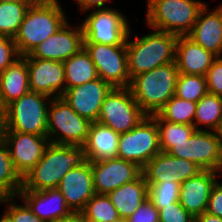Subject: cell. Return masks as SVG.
Returning <instances> with one entry per match:
<instances>
[{"mask_svg":"<svg viewBox=\"0 0 222 222\" xmlns=\"http://www.w3.org/2000/svg\"><path fill=\"white\" fill-rule=\"evenodd\" d=\"M57 189L72 212H82L87 202L95 195L91 162L86 160L68 171Z\"/></svg>","mask_w":222,"mask_h":222,"instance_id":"18","label":"cell"},{"mask_svg":"<svg viewBox=\"0 0 222 222\" xmlns=\"http://www.w3.org/2000/svg\"><path fill=\"white\" fill-rule=\"evenodd\" d=\"M201 169L197 164L192 161L175 157V174L177 181L182 184L187 179L196 176Z\"/></svg>","mask_w":222,"mask_h":222,"instance_id":"41","label":"cell"},{"mask_svg":"<svg viewBox=\"0 0 222 222\" xmlns=\"http://www.w3.org/2000/svg\"><path fill=\"white\" fill-rule=\"evenodd\" d=\"M159 152V132L156 120L147 115L131 131L120 134L117 158L144 166Z\"/></svg>","mask_w":222,"mask_h":222,"instance_id":"9","label":"cell"},{"mask_svg":"<svg viewBox=\"0 0 222 222\" xmlns=\"http://www.w3.org/2000/svg\"><path fill=\"white\" fill-rule=\"evenodd\" d=\"M21 187L22 177L14 167L7 144L0 137V199L18 196Z\"/></svg>","mask_w":222,"mask_h":222,"instance_id":"28","label":"cell"},{"mask_svg":"<svg viewBox=\"0 0 222 222\" xmlns=\"http://www.w3.org/2000/svg\"><path fill=\"white\" fill-rule=\"evenodd\" d=\"M216 133H217L218 137L220 138V141L222 142V120L220 122V125H219Z\"/></svg>","mask_w":222,"mask_h":222,"instance_id":"48","label":"cell"},{"mask_svg":"<svg viewBox=\"0 0 222 222\" xmlns=\"http://www.w3.org/2000/svg\"><path fill=\"white\" fill-rule=\"evenodd\" d=\"M39 0H0V2L36 3Z\"/></svg>","mask_w":222,"mask_h":222,"instance_id":"46","label":"cell"},{"mask_svg":"<svg viewBox=\"0 0 222 222\" xmlns=\"http://www.w3.org/2000/svg\"><path fill=\"white\" fill-rule=\"evenodd\" d=\"M18 196L16 198L23 200L31 211L45 222H54L72 213L64 196L57 188L43 191H19Z\"/></svg>","mask_w":222,"mask_h":222,"instance_id":"21","label":"cell"},{"mask_svg":"<svg viewBox=\"0 0 222 222\" xmlns=\"http://www.w3.org/2000/svg\"><path fill=\"white\" fill-rule=\"evenodd\" d=\"M220 172L202 170L180 185L179 203L193 218L207 210L211 190Z\"/></svg>","mask_w":222,"mask_h":222,"instance_id":"19","label":"cell"},{"mask_svg":"<svg viewBox=\"0 0 222 222\" xmlns=\"http://www.w3.org/2000/svg\"><path fill=\"white\" fill-rule=\"evenodd\" d=\"M222 120V96L207 93L196 105L193 125L196 130L216 132ZM207 126L202 129L199 126Z\"/></svg>","mask_w":222,"mask_h":222,"instance_id":"27","label":"cell"},{"mask_svg":"<svg viewBox=\"0 0 222 222\" xmlns=\"http://www.w3.org/2000/svg\"><path fill=\"white\" fill-rule=\"evenodd\" d=\"M119 136L110 127L92 122L85 143L82 145L86 160L103 161L118 156Z\"/></svg>","mask_w":222,"mask_h":222,"instance_id":"24","label":"cell"},{"mask_svg":"<svg viewBox=\"0 0 222 222\" xmlns=\"http://www.w3.org/2000/svg\"><path fill=\"white\" fill-rule=\"evenodd\" d=\"M126 38L128 73L134 76L175 62L177 35L153 29L147 35L130 40Z\"/></svg>","mask_w":222,"mask_h":222,"instance_id":"3","label":"cell"},{"mask_svg":"<svg viewBox=\"0 0 222 222\" xmlns=\"http://www.w3.org/2000/svg\"><path fill=\"white\" fill-rule=\"evenodd\" d=\"M107 1H111V0H76L75 2L78 3V5H80V9L83 11L82 13L89 11L92 8L95 9H106V8H110V7H106L104 6L105 3Z\"/></svg>","mask_w":222,"mask_h":222,"instance_id":"43","label":"cell"},{"mask_svg":"<svg viewBox=\"0 0 222 222\" xmlns=\"http://www.w3.org/2000/svg\"><path fill=\"white\" fill-rule=\"evenodd\" d=\"M14 198L16 199L14 196L0 199L1 204L6 203L8 205L4 211L11 217L13 222H45L38 218L24 201L23 205H18L14 202Z\"/></svg>","mask_w":222,"mask_h":222,"instance_id":"36","label":"cell"},{"mask_svg":"<svg viewBox=\"0 0 222 222\" xmlns=\"http://www.w3.org/2000/svg\"><path fill=\"white\" fill-rule=\"evenodd\" d=\"M208 93L206 76L179 73L175 96L193 102H198Z\"/></svg>","mask_w":222,"mask_h":222,"instance_id":"34","label":"cell"},{"mask_svg":"<svg viewBox=\"0 0 222 222\" xmlns=\"http://www.w3.org/2000/svg\"><path fill=\"white\" fill-rule=\"evenodd\" d=\"M151 116L157 123L161 152H167L172 146L188 140L196 130L194 125L166 121L158 113Z\"/></svg>","mask_w":222,"mask_h":222,"instance_id":"29","label":"cell"},{"mask_svg":"<svg viewBox=\"0 0 222 222\" xmlns=\"http://www.w3.org/2000/svg\"><path fill=\"white\" fill-rule=\"evenodd\" d=\"M146 21L150 28L187 36L205 2L197 0H148Z\"/></svg>","mask_w":222,"mask_h":222,"instance_id":"6","label":"cell"},{"mask_svg":"<svg viewBox=\"0 0 222 222\" xmlns=\"http://www.w3.org/2000/svg\"><path fill=\"white\" fill-rule=\"evenodd\" d=\"M86 161L83 146L49 143L41 160L22 177L19 191L58 188L63 176Z\"/></svg>","mask_w":222,"mask_h":222,"instance_id":"1","label":"cell"},{"mask_svg":"<svg viewBox=\"0 0 222 222\" xmlns=\"http://www.w3.org/2000/svg\"><path fill=\"white\" fill-rule=\"evenodd\" d=\"M0 222H13L11 217L4 211L2 217L0 218Z\"/></svg>","mask_w":222,"mask_h":222,"instance_id":"47","label":"cell"},{"mask_svg":"<svg viewBox=\"0 0 222 222\" xmlns=\"http://www.w3.org/2000/svg\"><path fill=\"white\" fill-rule=\"evenodd\" d=\"M114 222H127V221H126V219H121V218H120L119 220L114 221Z\"/></svg>","mask_w":222,"mask_h":222,"instance_id":"49","label":"cell"},{"mask_svg":"<svg viewBox=\"0 0 222 222\" xmlns=\"http://www.w3.org/2000/svg\"><path fill=\"white\" fill-rule=\"evenodd\" d=\"M63 64L66 90L98 78L95 65L84 47Z\"/></svg>","mask_w":222,"mask_h":222,"instance_id":"26","label":"cell"},{"mask_svg":"<svg viewBox=\"0 0 222 222\" xmlns=\"http://www.w3.org/2000/svg\"><path fill=\"white\" fill-rule=\"evenodd\" d=\"M54 222H87L82 212H72L66 217H62Z\"/></svg>","mask_w":222,"mask_h":222,"instance_id":"44","label":"cell"},{"mask_svg":"<svg viewBox=\"0 0 222 222\" xmlns=\"http://www.w3.org/2000/svg\"><path fill=\"white\" fill-rule=\"evenodd\" d=\"M194 222H222V218L205 211L203 214L196 216Z\"/></svg>","mask_w":222,"mask_h":222,"instance_id":"45","label":"cell"},{"mask_svg":"<svg viewBox=\"0 0 222 222\" xmlns=\"http://www.w3.org/2000/svg\"><path fill=\"white\" fill-rule=\"evenodd\" d=\"M107 196L121 219H127L148 199V183L143 173L135 180L109 192Z\"/></svg>","mask_w":222,"mask_h":222,"instance_id":"25","label":"cell"},{"mask_svg":"<svg viewBox=\"0 0 222 222\" xmlns=\"http://www.w3.org/2000/svg\"><path fill=\"white\" fill-rule=\"evenodd\" d=\"M178 75L176 63H168L134 76L129 88L139 107L151 116L174 96Z\"/></svg>","mask_w":222,"mask_h":222,"instance_id":"4","label":"cell"},{"mask_svg":"<svg viewBox=\"0 0 222 222\" xmlns=\"http://www.w3.org/2000/svg\"><path fill=\"white\" fill-rule=\"evenodd\" d=\"M113 87L100 77L80 86L69 88L62 98L81 117L97 122L106 95Z\"/></svg>","mask_w":222,"mask_h":222,"instance_id":"16","label":"cell"},{"mask_svg":"<svg viewBox=\"0 0 222 222\" xmlns=\"http://www.w3.org/2000/svg\"><path fill=\"white\" fill-rule=\"evenodd\" d=\"M206 212L222 218V183L219 181H216L211 190Z\"/></svg>","mask_w":222,"mask_h":222,"instance_id":"42","label":"cell"},{"mask_svg":"<svg viewBox=\"0 0 222 222\" xmlns=\"http://www.w3.org/2000/svg\"><path fill=\"white\" fill-rule=\"evenodd\" d=\"M19 57L14 38L0 36V73Z\"/></svg>","mask_w":222,"mask_h":222,"instance_id":"39","label":"cell"},{"mask_svg":"<svg viewBox=\"0 0 222 222\" xmlns=\"http://www.w3.org/2000/svg\"><path fill=\"white\" fill-rule=\"evenodd\" d=\"M142 173L148 184L161 182H175V156H170L167 152H159L142 169Z\"/></svg>","mask_w":222,"mask_h":222,"instance_id":"30","label":"cell"},{"mask_svg":"<svg viewBox=\"0 0 222 222\" xmlns=\"http://www.w3.org/2000/svg\"><path fill=\"white\" fill-rule=\"evenodd\" d=\"M215 58L188 36L177 37L175 63L179 73L206 76Z\"/></svg>","mask_w":222,"mask_h":222,"instance_id":"22","label":"cell"},{"mask_svg":"<svg viewBox=\"0 0 222 222\" xmlns=\"http://www.w3.org/2000/svg\"><path fill=\"white\" fill-rule=\"evenodd\" d=\"M64 11L58 0H41L31 5L14 37L19 55L30 54L64 25L67 22Z\"/></svg>","mask_w":222,"mask_h":222,"instance_id":"2","label":"cell"},{"mask_svg":"<svg viewBox=\"0 0 222 222\" xmlns=\"http://www.w3.org/2000/svg\"><path fill=\"white\" fill-rule=\"evenodd\" d=\"M89 53L98 77L112 87H129L126 45L83 43Z\"/></svg>","mask_w":222,"mask_h":222,"instance_id":"12","label":"cell"},{"mask_svg":"<svg viewBox=\"0 0 222 222\" xmlns=\"http://www.w3.org/2000/svg\"><path fill=\"white\" fill-rule=\"evenodd\" d=\"M30 91L26 55L0 73V114L13 101Z\"/></svg>","mask_w":222,"mask_h":222,"instance_id":"23","label":"cell"},{"mask_svg":"<svg viewBox=\"0 0 222 222\" xmlns=\"http://www.w3.org/2000/svg\"><path fill=\"white\" fill-rule=\"evenodd\" d=\"M48 109L47 137L50 143L82 146L91 122L78 115L62 98H52Z\"/></svg>","mask_w":222,"mask_h":222,"instance_id":"7","label":"cell"},{"mask_svg":"<svg viewBox=\"0 0 222 222\" xmlns=\"http://www.w3.org/2000/svg\"><path fill=\"white\" fill-rule=\"evenodd\" d=\"M119 9H94L81 22L83 43L126 45L130 30L128 20Z\"/></svg>","mask_w":222,"mask_h":222,"instance_id":"10","label":"cell"},{"mask_svg":"<svg viewBox=\"0 0 222 222\" xmlns=\"http://www.w3.org/2000/svg\"><path fill=\"white\" fill-rule=\"evenodd\" d=\"M197 102L172 96L158 114L172 123L193 125Z\"/></svg>","mask_w":222,"mask_h":222,"instance_id":"32","label":"cell"},{"mask_svg":"<svg viewBox=\"0 0 222 222\" xmlns=\"http://www.w3.org/2000/svg\"><path fill=\"white\" fill-rule=\"evenodd\" d=\"M90 162L95 194L107 195L125 183L137 179L142 174L140 166L120 158Z\"/></svg>","mask_w":222,"mask_h":222,"instance_id":"15","label":"cell"},{"mask_svg":"<svg viewBox=\"0 0 222 222\" xmlns=\"http://www.w3.org/2000/svg\"><path fill=\"white\" fill-rule=\"evenodd\" d=\"M208 93L222 96V56L216 57L206 74Z\"/></svg>","mask_w":222,"mask_h":222,"instance_id":"38","label":"cell"},{"mask_svg":"<svg viewBox=\"0 0 222 222\" xmlns=\"http://www.w3.org/2000/svg\"><path fill=\"white\" fill-rule=\"evenodd\" d=\"M87 222H114L120 219L118 211L107 195L95 194L82 211Z\"/></svg>","mask_w":222,"mask_h":222,"instance_id":"33","label":"cell"},{"mask_svg":"<svg viewBox=\"0 0 222 222\" xmlns=\"http://www.w3.org/2000/svg\"><path fill=\"white\" fill-rule=\"evenodd\" d=\"M51 99L42 93L27 92L1 112L0 131L47 136L48 107Z\"/></svg>","mask_w":222,"mask_h":222,"instance_id":"5","label":"cell"},{"mask_svg":"<svg viewBox=\"0 0 222 222\" xmlns=\"http://www.w3.org/2000/svg\"><path fill=\"white\" fill-rule=\"evenodd\" d=\"M68 22L36 46L26 58L64 62L76 54L83 47V30L81 24L73 27Z\"/></svg>","mask_w":222,"mask_h":222,"instance_id":"14","label":"cell"},{"mask_svg":"<svg viewBox=\"0 0 222 222\" xmlns=\"http://www.w3.org/2000/svg\"><path fill=\"white\" fill-rule=\"evenodd\" d=\"M35 3L0 2V36L14 38L28 8Z\"/></svg>","mask_w":222,"mask_h":222,"instance_id":"31","label":"cell"},{"mask_svg":"<svg viewBox=\"0 0 222 222\" xmlns=\"http://www.w3.org/2000/svg\"><path fill=\"white\" fill-rule=\"evenodd\" d=\"M159 222H194V218L179 202H175L159 210Z\"/></svg>","mask_w":222,"mask_h":222,"instance_id":"37","label":"cell"},{"mask_svg":"<svg viewBox=\"0 0 222 222\" xmlns=\"http://www.w3.org/2000/svg\"><path fill=\"white\" fill-rule=\"evenodd\" d=\"M127 222H159V210L147 199L126 219Z\"/></svg>","mask_w":222,"mask_h":222,"instance_id":"40","label":"cell"},{"mask_svg":"<svg viewBox=\"0 0 222 222\" xmlns=\"http://www.w3.org/2000/svg\"><path fill=\"white\" fill-rule=\"evenodd\" d=\"M205 4L191 32L187 35L195 43L216 57L222 55V4L209 12Z\"/></svg>","mask_w":222,"mask_h":222,"instance_id":"20","label":"cell"},{"mask_svg":"<svg viewBox=\"0 0 222 222\" xmlns=\"http://www.w3.org/2000/svg\"><path fill=\"white\" fill-rule=\"evenodd\" d=\"M30 91L51 98L61 97L66 90L64 64L54 60L26 58Z\"/></svg>","mask_w":222,"mask_h":222,"instance_id":"17","label":"cell"},{"mask_svg":"<svg viewBox=\"0 0 222 222\" xmlns=\"http://www.w3.org/2000/svg\"><path fill=\"white\" fill-rule=\"evenodd\" d=\"M146 116L129 87H113L104 99L97 122L122 134L131 131Z\"/></svg>","mask_w":222,"mask_h":222,"instance_id":"8","label":"cell"},{"mask_svg":"<svg viewBox=\"0 0 222 222\" xmlns=\"http://www.w3.org/2000/svg\"><path fill=\"white\" fill-rule=\"evenodd\" d=\"M180 183L161 182L148 184V199L160 210L167 205L179 202Z\"/></svg>","mask_w":222,"mask_h":222,"instance_id":"35","label":"cell"},{"mask_svg":"<svg viewBox=\"0 0 222 222\" xmlns=\"http://www.w3.org/2000/svg\"><path fill=\"white\" fill-rule=\"evenodd\" d=\"M0 137L7 144L10 158L21 177L41 160L45 148L50 143L47 136L16 131H0Z\"/></svg>","mask_w":222,"mask_h":222,"instance_id":"13","label":"cell"},{"mask_svg":"<svg viewBox=\"0 0 222 222\" xmlns=\"http://www.w3.org/2000/svg\"><path fill=\"white\" fill-rule=\"evenodd\" d=\"M167 153L192 161L203 170L222 172V142L216 132L195 130L188 140L172 146Z\"/></svg>","mask_w":222,"mask_h":222,"instance_id":"11","label":"cell"}]
</instances>
